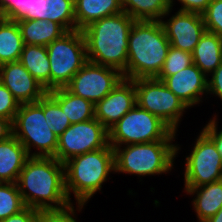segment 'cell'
I'll list each match as a JSON object with an SVG mask.
<instances>
[{"label":"cell","instance_id":"obj_28","mask_svg":"<svg viewBox=\"0 0 222 222\" xmlns=\"http://www.w3.org/2000/svg\"><path fill=\"white\" fill-rule=\"evenodd\" d=\"M43 111L49 128L58 137L71 125L60 105L48 93L43 96Z\"/></svg>","mask_w":222,"mask_h":222},{"label":"cell","instance_id":"obj_9","mask_svg":"<svg viewBox=\"0 0 222 222\" xmlns=\"http://www.w3.org/2000/svg\"><path fill=\"white\" fill-rule=\"evenodd\" d=\"M134 86L137 105L160 118L177 133L181 117L189 108L156 77L134 79Z\"/></svg>","mask_w":222,"mask_h":222},{"label":"cell","instance_id":"obj_2","mask_svg":"<svg viewBox=\"0 0 222 222\" xmlns=\"http://www.w3.org/2000/svg\"><path fill=\"white\" fill-rule=\"evenodd\" d=\"M134 19L122 11L82 30L88 61L119 70L126 78L128 39Z\"/></svg>","mask_w":222,"mask_h":222},{"label":"cell","instance_id":"obj_33","mask_svg":"<svg viewBox=\"0 0 222 222\" xmlns=\"http://www.w3.org/2000/svg\"><path fill=\"white\" fill-rule=\"evenodd\" d=\"M181 5L179 11L203 14L211 0H177ZM174 0H170V7L173 8Z\"/></svg>","mask_w":222,"mask_h":222},{"label":"cell","instance_id":"obj_37","mask_svg":"<svg viewBox=\"0 0 222 222\" xmlns=\"http://www.w3.org/2000/svg\"><path fill=\"white\" fill-rule=\"evenodd\" d=\"M13 135V121L0 117V142L7 140Z\"/></svg>","mask_w":222,"mask_h":222},{"label":"cell","instance_id":"obj_10","mask_svg":"<svg viewBox=\"0 0 222 222\" xmlns=\"http://www.w3.org/2000/svg\"><path fill=\"white\" fill-rule=\"evenodd\" d=\"M190 152L185 159L184 187H198L222 180V155L203 130Z\"/></svg>","mask_w":222,"mask_h":222},{"label":"cell","instance_id":"obj_13","mask_svg":"<svg viewBox=\"0 0 222 222\" xmlns=\"http://www.w3.org/2000/svg\"><path fill=\"white\" fill-rule=\"evenodd\" d=\"M9 13L16 19L26 45L48 46L67 31L54 21H47L24 0L16 3Z\"/></svg>","mask_w":222,"mask_h":222},{"label":"cell","instance_id":"obj_30","mask_svg":"<svg viewBox=\"0 0 222 222\" xmlns=\"http://www.w3.org/2000/svg\"><path fill=\"white\" fill-rule=\"evenodd\" d=\"M202 16L206 31L222 38V0H211Z\"/></svg>","mask_w":222,"mask_h":222},{"label":"cell","instance_id":"obj_21","mask_svg":"<svg viewBox=\"0 0 222 222\" xmlns=\"http://www.w3.org/2000/svg\"><path fill=\"white\" fill-rule=\"evenodd\" d=\"M47 21L60 24L67 32L76 30L74 0H24Z\"/></svg>","mask_w":222,"mask_h":222},{"label":"cell","instance_id":"obj_39","mask_svg":"<svg viewBox=\"0 0 222 222\" xmlns=\"http://www.w3.org/2000/svg\"><path fill=\"white\" fill-rule=\"evenodd\" d=\"M204 222H222V208L212 217Z\"/></svg>","mask_w":222,"mask_h":222},{"label":"cell","instance_id":"obj_35","mask_svg":"<svg viewBox=\"0 0 222 222\" xmlns=\"http://www.w3.org/2000/svg\"><path fill=\"white\" fill-rule=\"evenodd\" d=\"M216 120L218 119L214 115L202 130L214 141L217 150L222 155V130L218 131V122Z\"/></svg>","mask_w":222,"mask_h":222},{"label":"cell","instance_id":"obj_1","mask_svg":"<svg viewBox=\"0 0 222 222\" xmlns=\"http://www.w3.org/2000/svg\"><path fill=\"white\" fill-rule=\"evenodd\" d=\"M16 184L26 207L62 209L73 203L65 190L64 163L54 157H29Z\"/></svg>","mask_w":222,"mask_h":222},{"label":"cell","instance_id":"obj_7","mask_svg":"<svg viewBox=\"0 0 222 222\" xmlns=\"http://www.w3.org/2000/svg\"><path fill=\"white\" fill-rule=\"evenodd\" d=\"M109 145L117 146L174 140L176 133L160 118L137 104L109 130Z\"/></svg>","mask_w":222,"mask_h":222},{"label":"cell","instance_id":"obj_25","mask_svg":"<svg viewBox=\"0 0 222 222\" xmlns=\"http://www.w3.org/2000/svg\"><path fill=\"white\" fill-rule=\"evenodd\" d=\"M19 61L47 92L50 91V63L46 46L24 44Z\"/></svg>","mask_w":222,"mask_h":222},{"label":"cell","instance_id":"obj_38","mask_svg":"<svg viewBox=\"0 0 222 222\" xmlns=\"http://www.w3.org/2000/svg\"><path fill=\"white\" fill-rule=\"evenodd\" d=\"M21 0H0V14H7Z\"/></svg>","mask_w":222,"mask_h":222},{"label":"cell","instance_id":"obj_4","mask_svg":"<svg viewBox=\"0 0 222 222\" xmlns=\"http://www.w3.org/2000/svg\"><path fill=\"white\" fill-rule=\"evenodd\" d=\"M114 171V149L109 144L64 162L65 190L70 201L71 193L74 194L78 212L101 191L103 183Z\"/></svg>","mask_w":222,"mask_h":222},{"label":"cell","instance_id":"obj_5","mask_svg":"<svg viewBox=\"0 0 222 222\" xmlns=\"http://www.w3.org/2000/svg\"><path fill=\"white\" fill-rule=\"evenodd\" d=\"M173 141L158 140L114 147V172L138 177L171 172L181 149L179 144H173Z\"/></svg>","mask_w":222,"mask_h":222},{"label":"cell","instance_id":"obj_27","mask_svg":"<svg viewBox=\"0 0 222 222\" xmlns=\"http://www.w3.org/2000/svg\"><path fill=\"white\" fill-rule=\"evenodd\" d=\"M26 208L16 183L0 182V221Z\"/></svg>","mask_w":222,"mask_h":222},{"label":"cell","instance_id":"obj_29","mask_svg":"<svg viewBox=\"0 0 222 222\" xmlns=\"http://www.w3.org/2000/svg\"><path fill=\"white\" fill-rule=\"evenodd\" d=\"M191 64L192 53L170 46L163 68L156 78L163 81L167 76L174 75Z\"/></svg>","mask_w":222,"mask_h":222},{"label":"cell","instance_id":"obj_31","mask_svg":"<svg viewBox=\"0 0 222 222\" xmlns=\"http://www.w3.org/2000/svg\"><path fill=\"white\" fill-rule=\"evenodd\" d=\"M74 207L71 203L62 209L38 210V222H77Z\"/></svg>","mask_w":222,"mask_h":222},{"label":"cell","instance_id":"obj_6","mask_svg":"<svg viewBox=\"0 0 222 222\" xmlns=\"http://www.w3.org/2000/svg\"><path fill=\"white\" fill-rule=\"evenodd\" d=\"M48 125L43 111V97L35 103L19 105L13 121V135L30 157H55L58 136ZM33 147L36 151L32 153Z\"/></svg>","mask_w":222,"mask_h":222},{"label":"cell","instance_id":"obj_26","mask_svg":"<svg viewBox=\"0 0 222 222\" xmlns=\"http://www.w3.org/2000/svg\"><path fill=\"white\" fill-rule=\"evenodd\" d=\"M123 11L134 20L161 21L172 12L170 0H122Z\"/></svg>","mask_w":222,"mask_h":222},{"label":"cell","instance_id":"obj_15","mask_svg":"<svg viewBox=\"0 0 222 222\" xmlns=\"http://www.w3.org/2000/svg\"><path fill=\"white\" fill-rule=\"evenodd\" d=\"M136 104L134 80L123 78L108 95L95 104V118L109 130Z\"/></svg>","mask_w":222,"mask_h":222},{"label":"cell","instance_id":"obj_34","mask_svg":"<svg viewBox=\"0 0 222 222\" xmlns=\"http://www.w3.org/2000/svg\"><path fill=\"white\" fill-rule=\"evenodd\" d=\"M208 78V94L216 95L222 101V63L210 74Z\"/></svg>","mask_w":222,"mask_h":222},{"label":"cell","instance_id":"obj_19","mask_svg":"<svg viewBox=\"0 0 222 222\" xmlns=\"http://www.w3.org/2000/svg\"><path fill=\"white\" fill-rule=\"evenodd\" d=\"M187 195H195L193 209L199 222L214 216L222 208V180L198 187H184Z\"/></svg>","mask_w":222,"mask_h":222},{"label":"cell","instance_id":"obj_8","mask_svg":"<svg viewBox=\"0 0 222 222\" xmlns=\"http://www.w3.org/2000/svg\"><path fill=\"white\" fill-rule=\"evenodd\" d=\"M46 49L50 63V91L66 87L88 62L85 39L80 30L65 33Z\"/></svg>","mask_w":222,"mask_h":222},{"label":"cell","instance_id":"obj_11","mask_svg":"<svg viewBox=\"0 0 222 222\" xmlns=\"http://www.w3.org/2000/svg\"><path fill=\"white\" fill-rule=\"evenodd\" d=\"M108 130L96 119L71 124L59 137L54 158L61 163L84 153L105 148Z\"/></svg>","mask_w":222,"mask_h":222},{"label":"cell","instance_id":"obj_36","mask_svg":"<svg viewBox=\"0 0 222 222\" xmlns=\"http://www.w3.org/2000/svg\"><path fill=\"white\" fill-rule=\"evenodd\" d=\"M3 222H38V210L26 207L19 213L9 216Z\"/></svg>","mask_w":222,"mask_h":222},{"label":"cell","instance_id":"obj_3","mask_svg":"<svg viewBox=\"0 0 222 222\" xmlns=\"http://www.w3.org/2000/svg\"><path fill=\"white\" fill-rule=\"evenodd\" d=\"M170 46L161 21L135 20L128 39L126 79L157 77Z\"/></svg>","mask_w":222,"mask_h":222},{"label":"cell","instance_id":"obj_18","mask_svg":"<svg viewBox=\"0 0 222 222\" xmlns=\"http://www.w3.org/2000/svg\"><path fill=\"white\" fill-rule=\"evenodd\" d=\"M29 157L25 147L14 135L0 142V182L16 183Z\"/></svg>","mask_w":222,"mask_h":222},{"label":"cell","instance_id":"obj_17","mask_svg":"<svg viewBox=\"0 0 222 222\" xmlns=\"http://www.w3.org/2000/svg\"><path fill=\"white\" fill-rule=\"evenodd\" d=\"M208 78L194 63L167 76L163 82L188 108L202 102L208 94Z\"/></svg>","mask_w":222,"mask_h":222},{"label":"cell","instance_id":"obj_14","mask_svg":"<svg viewBox=\"0 0 222 222\" xmlns=\"http://www.w3.org/2000/svg\"><path fill=\"white\" fill-rule=\"evenodd\" d=\"M170 45L180 50L192 53L200 37L206 31L201 14L177 11L169 19H162Z\"/></svg>","mask_w":222,"mask_h":222},{"label":"cell","instance_id":"obj_16","mask_svg":"<svg viewBox=\"0 0 222 222\" xmlns=\"http://www.w3.org/2000/svg\"><path fill=\"white\" fill-rule=\"evenodd\" d=\"M0 82L20 104L35 103L47 93L20 61L0 65Z\"/></svg>","mask_w":222,"mask_h":222},{"label":"cell","instance_id":"obj_32","mask_svg":"<svg viewBox=\"0 0 222 222\" xmlns=\"http://www.w3.org/2000/svg\"><path fill=\"white\" fill-rule=\"evenodd\" d=\"M20 103L0 82V117L14 121Z\"/></svg>","mask_w":222,"mask_h":222},{"label":"cell","instance_id":"obj_12","mask_svg":"<svg viewBox=\"0 0 222 222\" xmlns=\"http://www.w3.org/2000/svg\"><path fill=\"white\" fill-rule=\"evenodd\" d=\"M124 78L114 68L88 61L71 79L66 88L94 105L108 95Z\"/></svg>","mask_w":222,"mask_h":222},{"label":"cell","instance_id":"obj_24","mask_svg":"<svg viewBox=\"0 0 222 222\" xmlns=\"http://www.w3.org/2000/svg\"><path fill=\"white\" fill-rule=\"evenodd\" d=\"M47 93L60 105L71 124L95 118V105L91 101L71 93L66 87Z\"/></svg>","mask_w":222,"mask_h":222},{"label":"cell","instance_id":"obj_20","mask_svg":"<svg viewBox=\"0 0 222 222\" xmlns=\"http://www.w3.org/2000/svg\"><path fill=\"white\" fill-rule=\"evenodd\" d=\"M76 30L123 11L122 0H74Z\"/></svg>","mask_w":222,"mask_h":222},{"label":"cell","instance_id":"obj_22","mask_svg":"<svg viewBox=\"0 0 222 222\" xmlns=\"http://www.w3.org/2000/svg\"><path fill=\"white\" fill-rule=\"evenodd\" d=\"M193 63L208 77L222 63V38L205 31L192 52Z\"/></svg>","mask_w":222,"mask_h":222},{"label":"cell","instance_id":"obj_23","mask_svg":"<svg viewBox=\"0 0 222 222\" xmlns=\"http://www.w3.org/2000/svg\"><path fill=\"white\" fill-rule=\"evenodd\" d=\"M24 47L16 19L10 14H0V65L19 61Z\"/></svg>","mask_w":222,"mask_h":222}]
</instances>
